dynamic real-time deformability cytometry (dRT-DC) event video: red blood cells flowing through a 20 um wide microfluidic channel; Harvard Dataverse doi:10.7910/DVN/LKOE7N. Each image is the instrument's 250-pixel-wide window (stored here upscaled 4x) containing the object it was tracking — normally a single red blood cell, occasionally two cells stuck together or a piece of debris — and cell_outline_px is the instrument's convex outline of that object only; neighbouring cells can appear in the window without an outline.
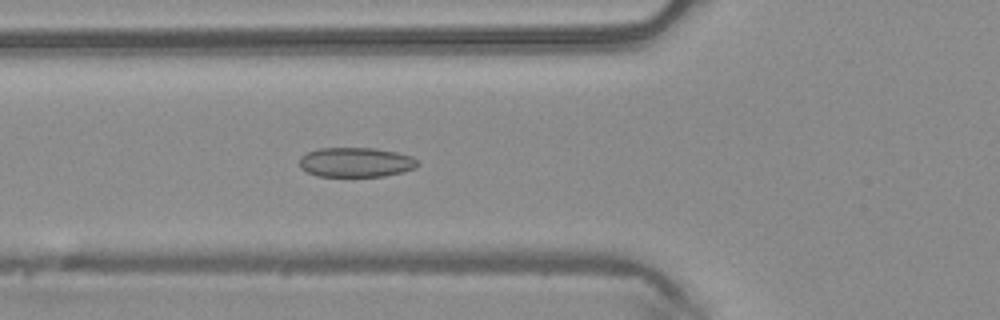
{"species": "common noctule bat (a hibernating species)", "species_latin": "Nyctalus noctula", "temperature_condition": "warm", "stored_images_in_passage": 48, "camera_frame_rate_fps": 3000, "um_per_image_px": 0.085, "animal": {"sex": "male", "body_mass_g": 20.4}, "frame": {"image": 1, "passage_image": 17, "time_ms": 5.333, "image_size_px": [1000, 320], "cell_outline_px": [[420, 164], [416, 168], [404, 172], [384, 176], [316, 176], [300, 168], [300, 156], [308, 152], [320, 148], [376, 148], [396, 152], [412, 156]], "centroid_in_image_um": [30.27, 13.79], "position_along_channel_um": 95.5, "area_um2": 20.52}}
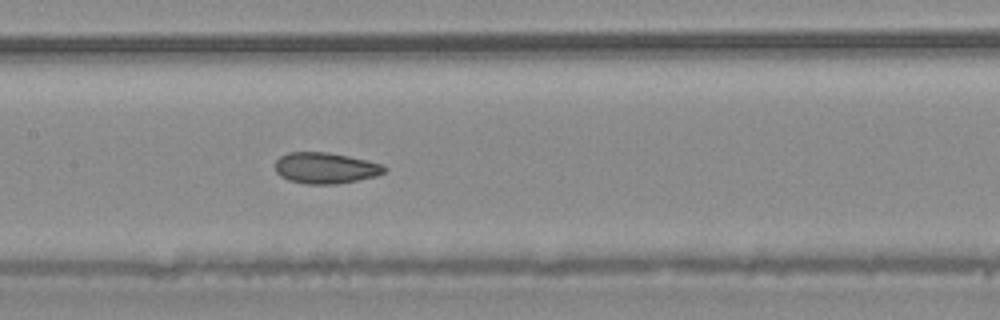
{"frame": {"image": 2, "passage_image": 23, "time_ms": 7.333, "image_size_px": [1000, 320], "cell_outline_px": [[388, 168], [384, 172], [376, 176], [336, 184], [308, 184], [288, 180], [280, 176], [276, 172], [276, 160], [280, 156], [288, 152], [328, 152], [348, 156], [384, 164]], "centroid_in_image_um": [27.67, 14.28], "position_along_channel_um": 179.7, "area_um2": 19.77}}
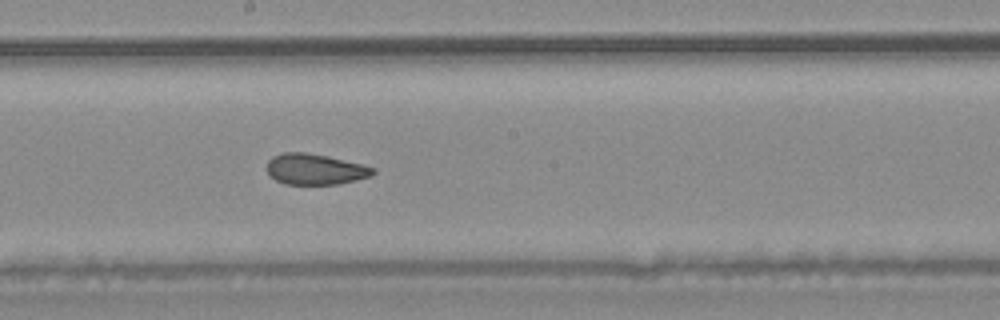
{"frame": {"image": 3, "passage_image": 26, "time_ms": 8.333, "image_size_px": [1000, 320], "cell_outline_px": [[376, 172], [372, 176], [340, 184], [284, 184], [276, 180], [268, 172], [268, 160], [272, 156], [284, 152], [304, 152], [328, 156], [364, 164], [376, 168]], "centroid_in_image_um": [26.84, 14.38], "position_along_channel_um": 221.4, "area_um2": 19.19}, "authors_computed_cell_mechanics": {"area_um2": 20.9525, "velocity_mm_per_s": 4.1747, "shape_relaxation_time_tau1_ms": null, "shape_relaxation_time_tau2_ms": 1.7366, "deformation_change_tau1": null, "deformation_change_tau2": 0.0726}}